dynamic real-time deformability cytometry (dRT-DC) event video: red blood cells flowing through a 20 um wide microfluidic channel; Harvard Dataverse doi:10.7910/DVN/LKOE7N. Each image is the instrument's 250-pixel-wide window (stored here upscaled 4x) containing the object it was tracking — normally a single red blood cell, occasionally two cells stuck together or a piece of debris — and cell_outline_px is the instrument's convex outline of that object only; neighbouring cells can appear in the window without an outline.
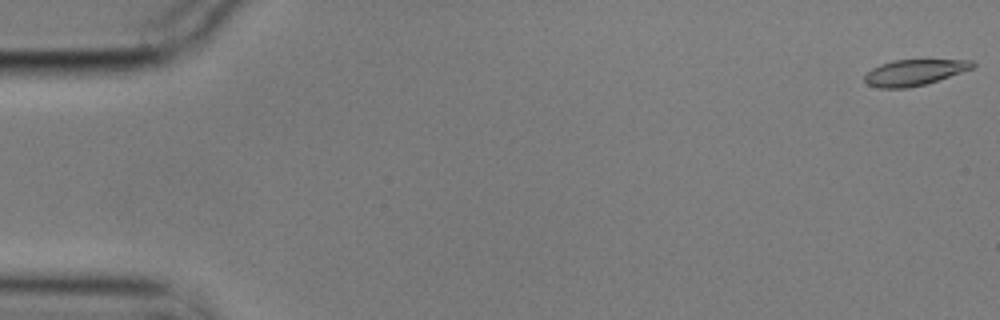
{"species": "common noctule bat (a hibernating species)", "species_latin": "Nyctalus noctula", "temperature_condition": "cold", "stored_images_in_passage": 57, "camera_frame_rate_fps": 3000, "um_per_image_px": 0.085, "animal": {"sex": "male", "body_mass_g": 17.9}, "frame": {"image": 1, "passage_image": 1, "time_ms": 0.0, "image_size_px": [1000, 320], "cell_outline_px": [[976, 64], [972, 68], [924, 84], [908, 88], [880, 88], [868, 84], [864, 80], [864, 76], [872, 68], [880, 64], [892, 60], [972, 60]], "centroid_in_image_um": [77.67, 6.15], "position_along_channel_um": 7.3, "area_um2": 16.01}}
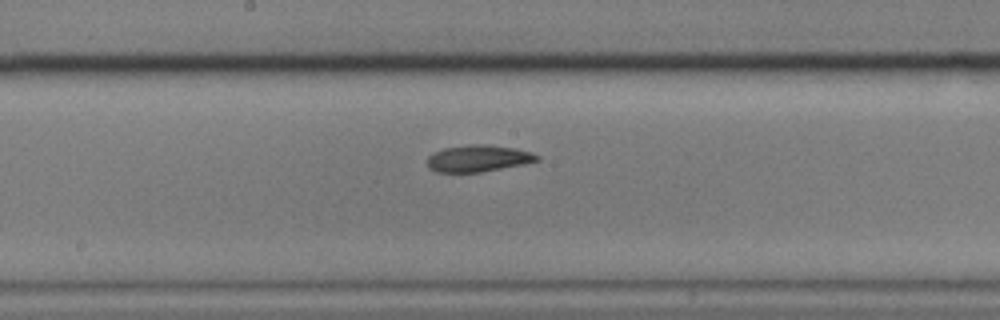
{"frame": {"image": 2, "passage_image": 30, "time_ms": 9.667, "image_size_px": [1000, 320], "cell_outline_px": [[540, 160], [524, 164], [480, 172], [436, 172], [428, 168], [428, 156], [432, 152], [444, 148], [472, 144], [488, 144], [516, 148], [532, 152], [540, 156]], "centroid_in_image_um": [40.66, 13.45], "position_along_channel_um": 207.5, "area_um2": 17.22}}
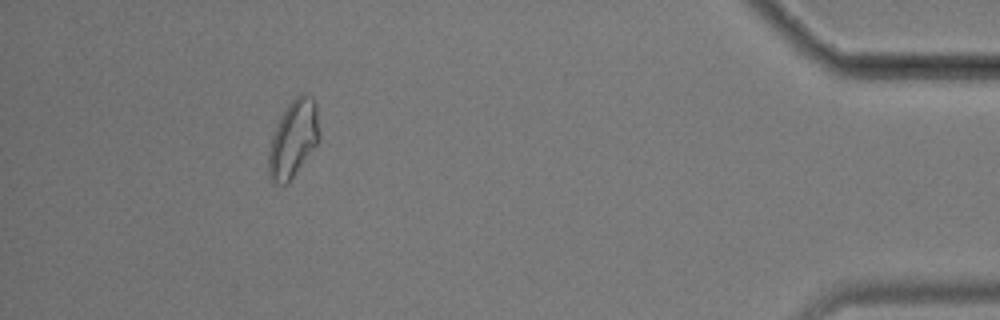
{"frame": {"image": 3, "passage_image": 52, "time_ms": 17.0, "image_size_px": [1000, 320], "cell_outline_px": [[320, 140], [288, 184], [272, 184], [268, 176], [268, 152], [272, 136], [288, 104], [300, 92], [304, 92], [312, 96], [316, 104], [320, 136]], "centroid_in_image_um": [24.94, 11.82], "position_along_channel_um": 410.3, "area_um2": 22.95}, "authors_computed_cell_mechanics": {"area_um2": 17.5712, "velocity_mm_per_s": 3.5229, "shape_relaxation_time_tau1_ms": 10.9913, "shape_relaxation_time_tau2_ms": 10.0865, "deformation_change_tau1": 0.2147, "deformation_change_tau2": 0.1607}}